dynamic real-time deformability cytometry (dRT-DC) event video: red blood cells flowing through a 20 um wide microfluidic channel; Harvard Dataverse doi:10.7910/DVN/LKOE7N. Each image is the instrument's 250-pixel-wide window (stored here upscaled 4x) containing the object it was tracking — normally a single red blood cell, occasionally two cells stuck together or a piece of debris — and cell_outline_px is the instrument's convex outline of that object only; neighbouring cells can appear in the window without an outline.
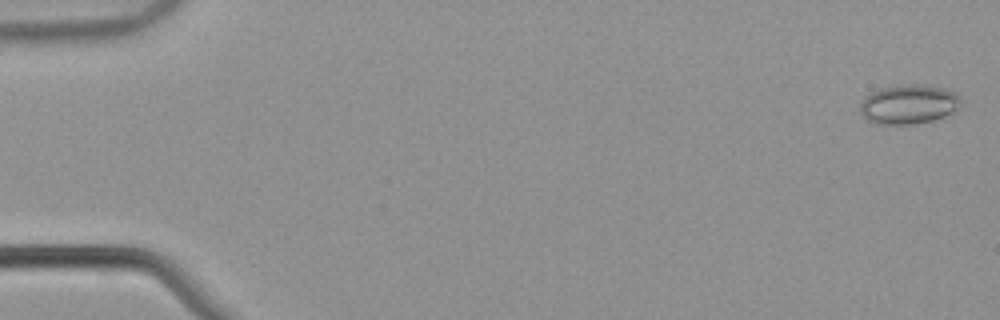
{"species": "common noctule bat (a hibernating species)", "species_latin": "Nyctalus noctula", "temperature_condition": "warm", "stored_images_in_passage": 49, "camera_frame_rate_fps": 3000, "um_per_image_px": 0.085, "animal": {"sex": "male", "body_mass_g": 21.5, "forearm_length_mm": 52.0}, "frame": {"image": 1, "passage_image": 2, "time_ms": 0.333, "image_size_px": [1000, 320], "cell_outline_px": [[960, 104], [952, 112], [944, 116], [932, 120], [916, 124], [876, 124], [868, 120], [860, 112], [860, 100], [864, 96], [880, 88], [904, 84], [928, 84], [944, 88], [956, 92], [960, 96]], "centroid_in_image_um": [77.22, 8.85], "position_along_channel_um": 7.8, "area_um2": 23.35}}
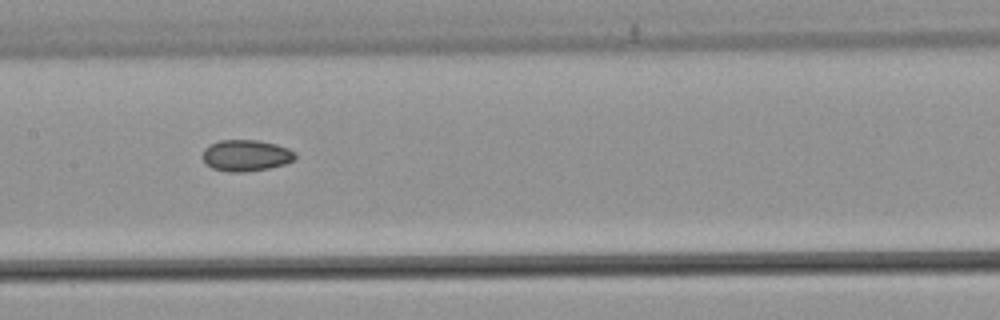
{"frame": {"image": 2, "passage_image": 28, "time_ms": 9.0, "image_size_px": [1000, 320], "cell_outline_px": [[296, 160], [284, 164], [268, 168], [244, 172], [228, 172], [212, 168], [204, 160], [204, 148], [220, 140], [260, 140], [276, 144], [288, 148], [296, 152]], "centroid_in_image_um": [20.96, 13.21], "position_along_channel_um": 186.4, "area_um2": 16.88}}
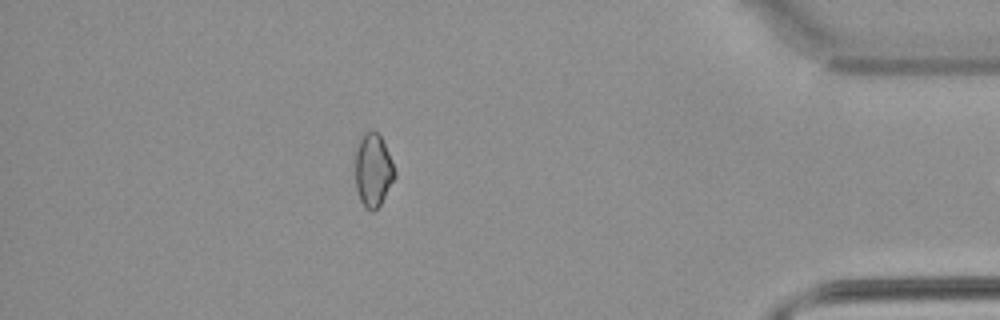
{"frame": {"image": 3, "passage_image": 48, "time_ms": 15.667, "image_size_px": [1000, 320], "cell_outline_px": [[396, 176], [380, 204], [372, 212], [364, 208], [360, 200], [356, 188], [356, 148], [364, 132], [372, 128], [380, 136], [392, 160], [396, 172]], "centroid_in_image_um": [31.72, 14.46], "position_along_channel_um": 403.5, "area_um2": 16.76}}